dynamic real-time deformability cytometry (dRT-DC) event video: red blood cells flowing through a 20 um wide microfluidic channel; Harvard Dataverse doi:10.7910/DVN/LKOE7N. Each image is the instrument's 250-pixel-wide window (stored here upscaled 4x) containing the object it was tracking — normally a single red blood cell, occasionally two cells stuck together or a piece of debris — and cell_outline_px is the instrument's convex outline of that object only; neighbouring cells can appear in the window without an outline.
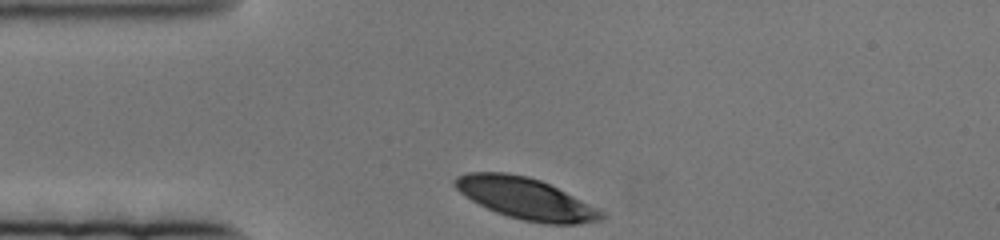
{"species": "human", "species_latin": "Homo sapiens", "temperature_condition": "cold", "stored_images_in_passage": 47, "camera_frame_rate_fps": 3000, "um_per_image_px": 0.085, "donor": {"sex": "female"}, "frame": {"image": 1, "passage_image": 1, "time_ms": 0.0, "image_size_px": [1000, 240], "cell_outline_px": [[608, 216], [600, 220], [580, 224], [544, 224], [524, 220], [508, 216], [496, 212], [472, 200], [460, 192], [452, 184], [452, 180], [456, 176], [468, 172], [504, 172], [528, 176], [540, 180], [604, 212]], "centroid_in_image_um": [44.66, 16.87], "position_along_channel_um": 40.3, "area_um2": 34.97}}
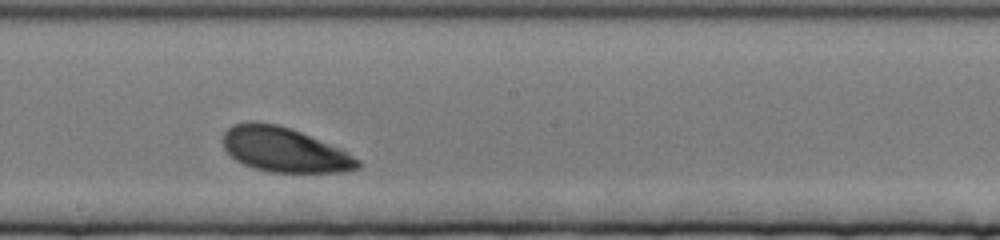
{"frame": {"image": 2, "passage_image": 27, "time_ms": 8.667, "image_size_px": [1000, 240], "cell_outline_px": [[360, 168], [344, 172], [272, 172], [252, 168], [236, 160], [224, 148], [224, 132], [232, 124], [248, 120], [256, 120], [276, 124], [300, 132], [340, 148], [360, 160]], "centroid_in_image_um": [24.15, 12.72], "position_along_channel_um": 224.0, "area_um2": 35.03}}
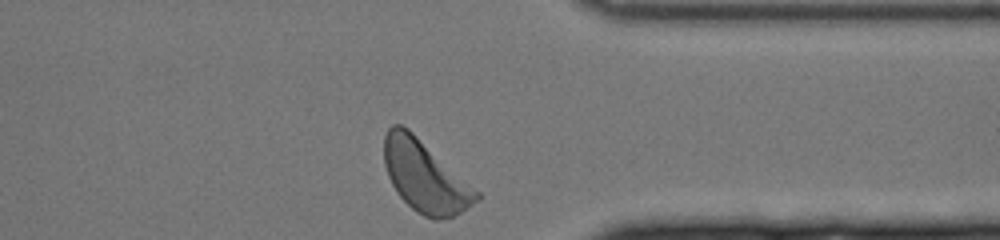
{"frame": {"image": 3, "passage_image": 47, "time_ms": 15.333, "image_size_px": [1000, 240], "cell_outline_px": [[484, 196], [480, 200], [460, 212], [452, 216], [440, 220], [436, 220], [424, 216], [416, 212], [396, 192], [388, 176], [384, 164], [384, 136], [388, 128], [392, 124], [400, 124], [408, 128], [480, 192]], "centroid_in_image_um": [36.13, 15.0], "position_along_channel_um": 375.3, "area_um2": 38.38}}